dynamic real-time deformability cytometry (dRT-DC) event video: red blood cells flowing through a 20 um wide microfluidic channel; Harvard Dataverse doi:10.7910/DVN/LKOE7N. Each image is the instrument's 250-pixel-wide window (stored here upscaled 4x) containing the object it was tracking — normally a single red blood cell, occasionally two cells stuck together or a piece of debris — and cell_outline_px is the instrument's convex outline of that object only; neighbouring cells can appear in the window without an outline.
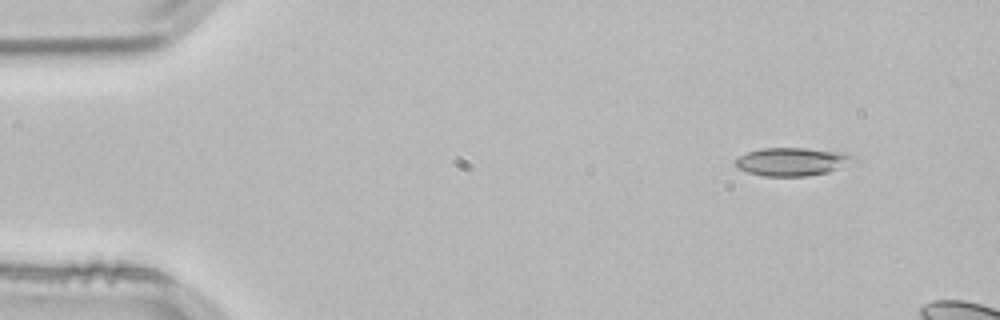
{"species": "common noctule bat (a hibernating species)", "species_latin": "Nyctalus noctula", "temperature_condition": "room temperature", "stored_images_in_passage": 8, "camera_frame_rate_fps": 3000, "um_per_image_px": 0.085, "animal": {"sex": "male", "body_mass_g": 21.5, "forearm_length_mm": 52.0}, "frame": {"image": 1, "passage_image": 1, "time_ms": 0.0, "image_size_px": [1000, 320], "cell_outline_px": [[856, 160], [828, 172], [808, 176], [764, 176], [748, 172], [740, 168], [736, 164], [736, 160], [740, 156], [748, 152], [760, 148], [804, 148], [848, 152], [856, 156]], "centroid_in_image_um": [67.39, 13.73], "position_along_channel_um": 17.6, "area_um2": 19.31}}